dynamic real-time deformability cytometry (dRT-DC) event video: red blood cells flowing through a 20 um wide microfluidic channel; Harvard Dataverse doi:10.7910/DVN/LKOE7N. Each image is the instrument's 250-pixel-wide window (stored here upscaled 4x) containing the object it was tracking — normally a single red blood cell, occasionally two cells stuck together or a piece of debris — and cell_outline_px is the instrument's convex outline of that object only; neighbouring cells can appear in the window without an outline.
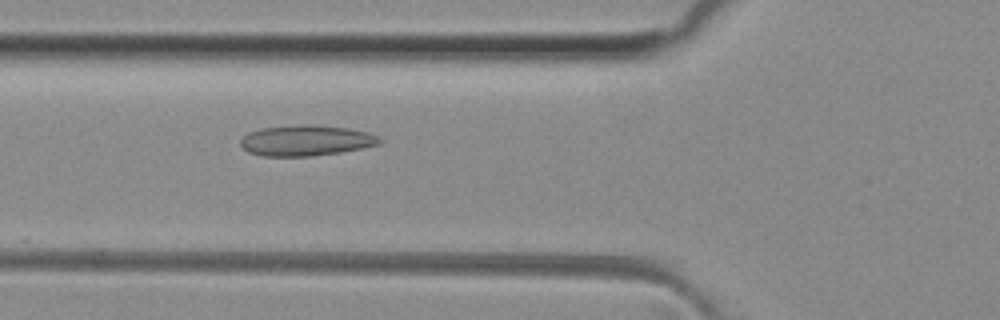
{"species": "common noctule bat (a hibernating species)", "species_latin": "Nyctalus noctula", "temperature_condition": "room temperature", "stored_images_in_passage": 45, "camera_frame_rate_fps": 3000, "um_per_image_px": 0.085, "animal": {"sex": "female", "body_mass_g": 29.2, "forearm_length_mm": 56.3}, "frame": {"image": 1, "passage_image": 13, "time_ms": 4.0, "image_size_px": [1000, 320], "cell_outline_px": [[384, 140], [380, 144], [340, 152], [312, 156], [264, 156], [248, 152], [240, 144], [240, 140], [248, 132], [260, 128], [348, 128], [368, 132]], "centroid_in_image_um": [26.01, 12.0], "position_along_channel_um": 99.8, "area_um2": 23.47}}
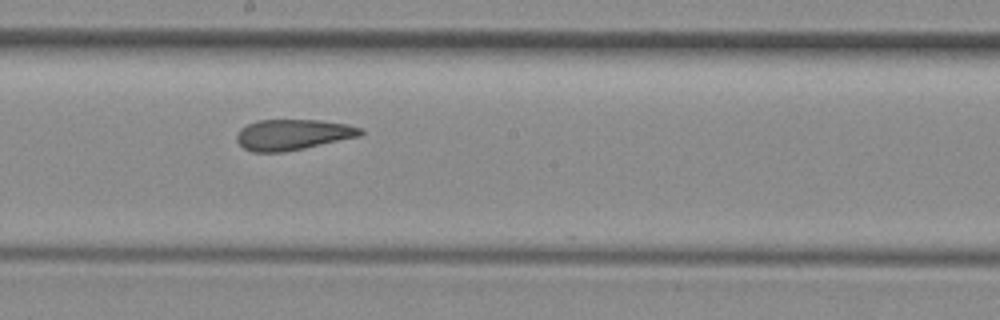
{"frame": {"image": 2, "passage_image": 22, "time_ms": 7.0, "image_size_px": [1000, 320], "cell_outline_px": [[364, 132], [360, 136], [284, 152], [252, 152], [244, 148], [236, 140], [236, 132], [240, 128], [256, 120], [320, 120], [348, 124], [364, 128]], "centroid_in_image_um": [24.88, 11.43], "position_along_channel_um": 223.3, "area_um2": 22.25}}
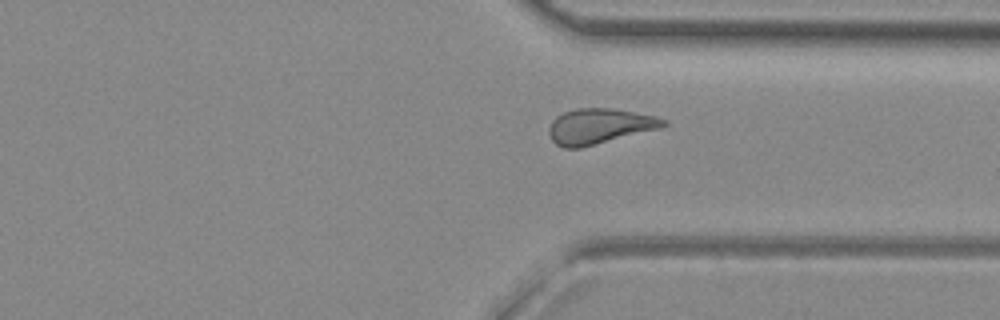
{"frame": {"image": 3, "passage_image": 32, "time_ms": 10.333, "image_size_px": [1000, 320], "cell_outline_px": [[668, 124], [660, 128], [580, 148], [564, 148], [556, 144], [552, 140], [548, 132], [548, 128], [552, 120], [556, 116], [564, 112], [576, 108], [612, 108], [656, 116], [668, 120]], "centroid_in_image_um": [50.94, 10.72], "position_along_channel_um": 360.5, "area_um2": 23.58}, "authors_computed_cell_mechanics": {"area_um2": 23.5246, "velocity_mm_per_s": 4.1129, "shape_relaxation_time_tau1_ms": null, "shape_relaxation_time_tau2_ms": 2.9315, "deformation_change_tau1": null, "deformation_change_tau2": 0.1145}}